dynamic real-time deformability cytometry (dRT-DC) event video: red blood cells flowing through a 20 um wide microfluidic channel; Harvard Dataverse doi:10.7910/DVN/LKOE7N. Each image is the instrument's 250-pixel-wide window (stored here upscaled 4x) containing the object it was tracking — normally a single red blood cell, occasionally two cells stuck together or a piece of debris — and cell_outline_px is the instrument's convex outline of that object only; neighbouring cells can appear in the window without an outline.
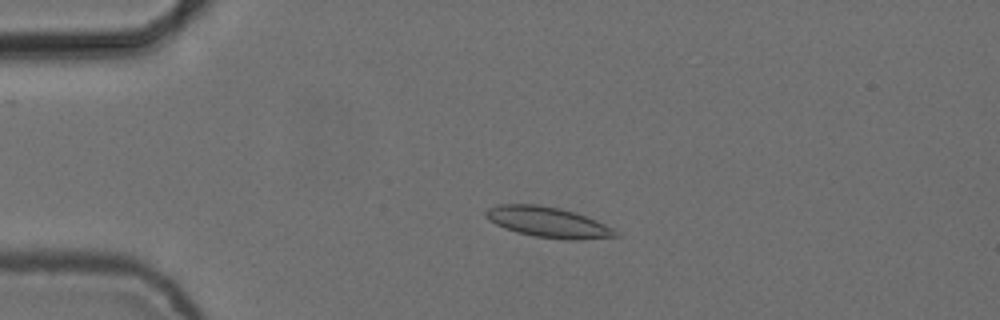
{"species": "common noctule bat (a hibernating species)", "species_latin": "Nyctalus noctula", "temperature_condition": "cold", "stored_images_in_passage": 5, "camera_frame_rate_fps": 3000, "um_per_image_px": 0.085, "animal": {"sex": "female", "body_mass_g": 24.6, "forearm_length_mm": 56.2}, "frame": {"image": 1, "passage_image": 4, "time_ms": 1.0, "image_size_px": [1000, 320], "cell_outline_px": [[620, 236], [576, 240], [564, 240], [536, 236], [516, 232], [504, 228], [488, 220], [484, 216], [484, 212], [488, 208], [500, 204], [536, 204], [556, 208], [572, 212], [596, 220], [612, 228]], "centroid_in_image_um": [46.53, 18.89], "position_along_channel_um": 38.5, "area_um2": 22.77}}